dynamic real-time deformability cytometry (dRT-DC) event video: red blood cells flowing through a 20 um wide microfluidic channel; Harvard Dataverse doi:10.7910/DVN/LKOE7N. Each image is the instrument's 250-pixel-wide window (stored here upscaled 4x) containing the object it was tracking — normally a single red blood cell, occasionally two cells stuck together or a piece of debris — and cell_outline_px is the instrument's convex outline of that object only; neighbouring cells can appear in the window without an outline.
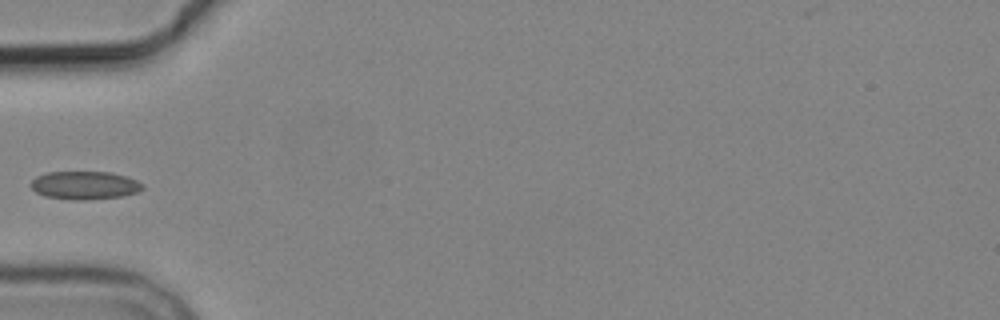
{"species": "common noctule bat (a hibernating species)", "species_latin": "Nyctalus noctula", "temperature_condition": "cold", "stored_images_in_passage": 5, "camera_frame_rate_fps": 3000, "um_per_image_px": 0.085, "animal": {"sex": "male", "body_mass_g": 19.2, "forearm_length_mm": 51.8}, "frame": {"image": 1, "passage_image": 5, "time_ms": 5.667, "image_size_px": [1000, 320], "cell_outline_px": [[144, 188], [140, 192], [124, 196], [84, 200], [72, 200], [44, 196], [36, 192], [28, 184], [36, 176], [48, 172], [108, 172], [128, 176], [144, 184]], "centroid_in_image_um": [7.22, 15.75], "position_along_channel_um": 77.8, "area_um2": 18.61}}